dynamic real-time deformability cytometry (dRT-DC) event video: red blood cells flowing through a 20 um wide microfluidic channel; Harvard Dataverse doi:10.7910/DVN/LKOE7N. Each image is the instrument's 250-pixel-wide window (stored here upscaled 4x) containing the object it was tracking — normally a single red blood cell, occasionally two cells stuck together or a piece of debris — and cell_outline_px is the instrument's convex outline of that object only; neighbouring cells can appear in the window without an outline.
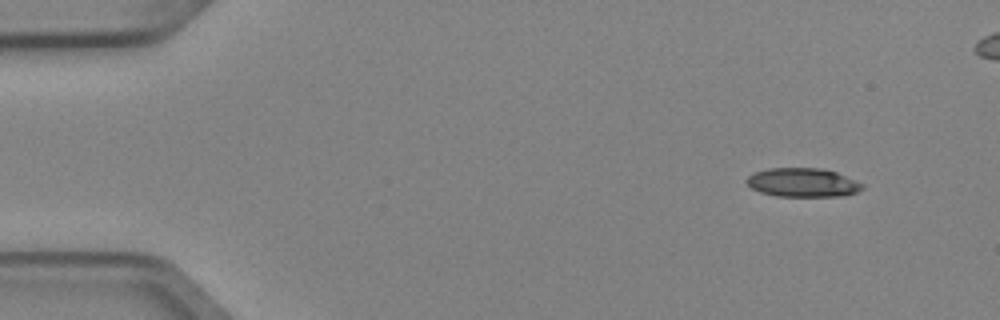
{"species": "Egyptian fruit bat (a non-hibernating species)", "species_latin": "Rousettus aegyptiacus", "temperature_condition": "cold", "stored_images_in_passage": 4, "camera_frame_rate_fps": 3000, "um_per_image_px": 0.085, "animal": {"sex": "female"}, "frame": {"image": 1, "passage_image": 1, "time_ms": 0.0, "image_size_px": [1000, 320], "cell_outline_px": [[864, 188], [856, 192], [844, 196], [776, 196], [760, 192], [752, 188], [744, 180], [752, 172], [768, 168], [820, 168], [836, 172], [856, 180], [864, 184]], "centroid_in_image_um": [68.22, 15.51], "position_along_channel_um": 16.8, "area_um2": 19.59}}